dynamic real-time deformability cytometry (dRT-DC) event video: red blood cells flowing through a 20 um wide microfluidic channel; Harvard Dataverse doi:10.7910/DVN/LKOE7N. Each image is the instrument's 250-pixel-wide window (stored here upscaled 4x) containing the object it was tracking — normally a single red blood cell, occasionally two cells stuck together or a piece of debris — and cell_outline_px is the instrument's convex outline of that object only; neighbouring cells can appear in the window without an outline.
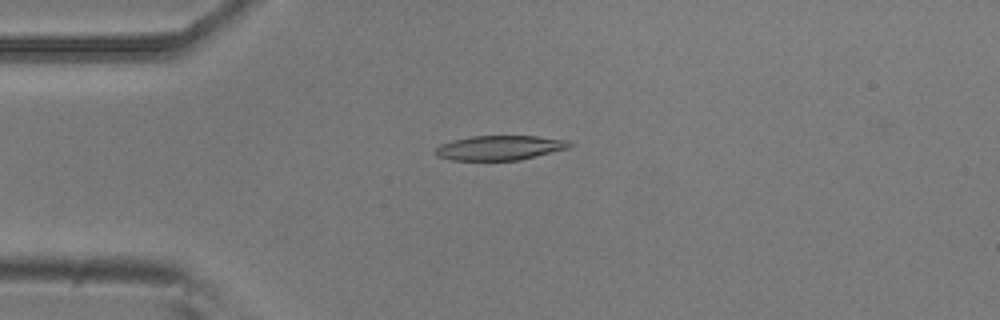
{"species": "common noctule bat (a hibernating species)", "species_latin": "Nyctalus noctula", "temperature_condition": "room temperature", "stored_images_in_passage": 46, "camera_frame_rate_fps": 3000, "um_per_image_px": 0.085, "animal": {"sex": "male", "body_mass_g": 20.5, "forearm_length_mm": 52.5}, "frame": {"image": 1, "passage_image": 12, "time_ms": 3.667, "image_size_px": [1000, 320], "cell_outline_px": [[572, 144], [568, 148], [520, 160], [452, 160], [436, 156], [436, 148], [440, 144], [452, 140], [472, 136], [536, 136], [568, 140]], "centroid_in_image_um": [42.46, 12.56], "position_along_channel_um": 42.5, "area_um2": 19.13}}
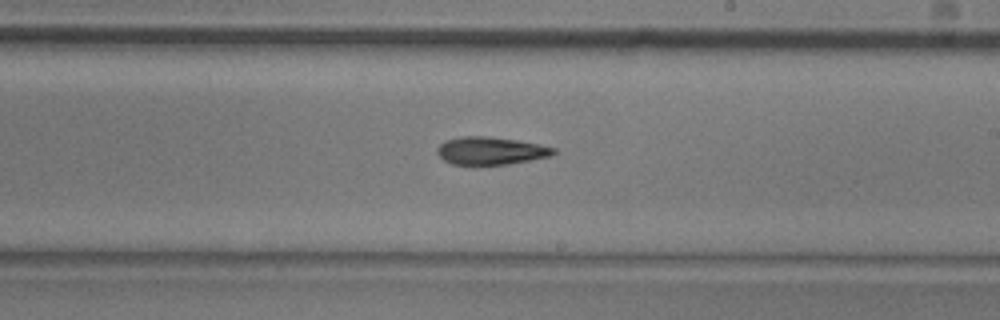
{"frame": {"image": 2, "passage_image": 30, "time_ms": 9.667, "image_size_px": [1000, 320], "cell_outline_px": [[556, 152], [552, 156], [532, 160], [508, 164], [472, 168], [452, 164], [444, 160], [436, 152], [436, 148], [444, 140], [460, 136], [484, 136], [516, 140], [540, 144], [556, 148]], "centroid_in_image_um": [41.67, 12.86], "position_along_channel_um": 247.3, "area_um2": 19.65}}
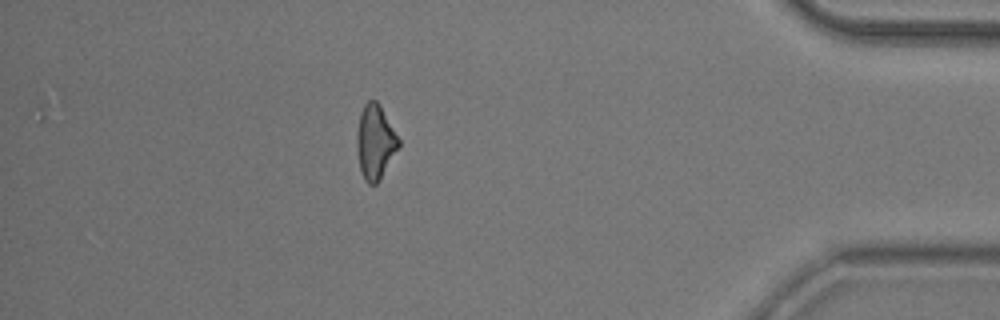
{"frame": {"image": 3, "passage_image": 46, "time_ms": 15.0, "image_size_px": [1000, 320], "cell_outline_px": [[400, 144], [380, 180], [376, 184], [368, 184], [364, 180], [360, 168], [356, 148], [356, 136], [360, 112], [364, 104], [368, 100], [376, 100], [380, 104], [400, 140]], "centroid_in_image_um": [31.88, 12.06], "position_along_channel_um": 403.3, "area_um2": 18.15}, "authors_computed_cell_mechanics": {"area_um2": 19.2763, "velocity_mm_per_s": 3.7522, "shape_relaxation_time_tau1_ms": 4.0523, "shape_relaxation_time_tau2_ms": 10.3686, "deformation_change_tau1": 0.1257, "deformation_change_tau2": 0.2508}}